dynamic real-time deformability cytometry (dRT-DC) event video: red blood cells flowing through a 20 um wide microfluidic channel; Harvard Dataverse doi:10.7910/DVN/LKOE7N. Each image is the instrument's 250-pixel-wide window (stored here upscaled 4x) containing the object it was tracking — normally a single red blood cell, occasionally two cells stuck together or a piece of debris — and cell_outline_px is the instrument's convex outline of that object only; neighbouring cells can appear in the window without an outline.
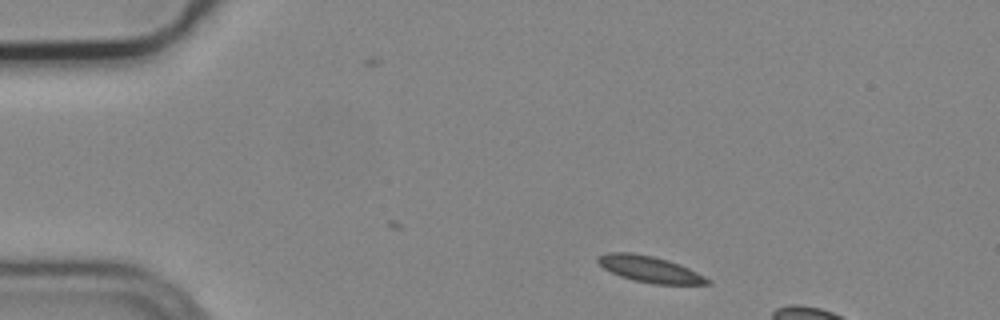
{"species": "common noctule bat (a hibernating species)", "species_latin": "Nyctalus noctula", "temperature_condition": "cold", "stored_images_in_passage": 3, "camera_frame_rate_fps": 3000, "um_per_image_px": 0.085, "animal": {"sex": "male", "body_mass_g": 19.2, "forearm_length_mm": 51.8}, "frame": {"image": 1, "passage_image": 1, "time_ms": 0.0, "image_size_px": [1000, 320], "cell_outline_px": [[712, 284], [652, 284], [632, 280], [620, 276], [604, 268], [596, 260], [596, 256], [608, 252], [632, 252], [652, 256], [668, 260], [680, 264], [712, 280]], "centroid_in_image_um": [55.22, 22.88], "position_along_channel_um": 29.8, "area_um2": 16.82}}